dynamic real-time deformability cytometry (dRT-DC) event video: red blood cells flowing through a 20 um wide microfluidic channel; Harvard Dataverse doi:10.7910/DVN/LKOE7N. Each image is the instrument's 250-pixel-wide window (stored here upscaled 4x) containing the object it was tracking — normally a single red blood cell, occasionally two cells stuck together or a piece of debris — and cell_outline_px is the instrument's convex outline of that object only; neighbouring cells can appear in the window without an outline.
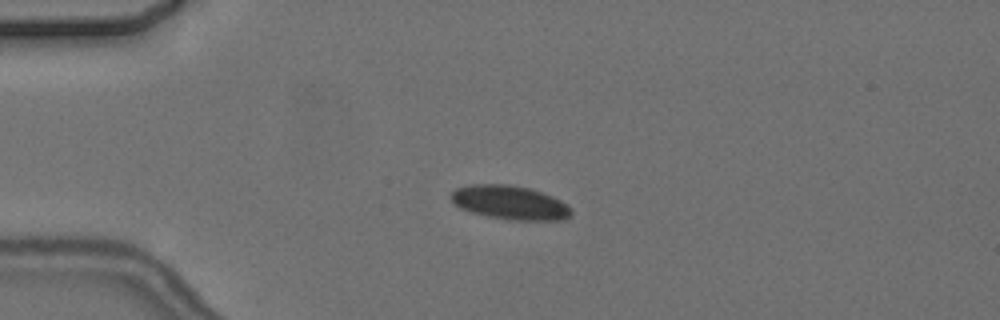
{"species": "common noctule bat (a hibernating species)", "species_latin": "Nyctalus noctula", "temperature_condition": "cold", "stored_images_in_passage": 4, "camera_frame_rate_fps": 3000, "um_per_image_px": 0.085, "animal": {"sex": "female", "body_mass_g": 24.6, "forearm_length_mm": 56.2}, "frame": {"image": 1, "passage_image": 3, "time_ms": 3.333, "image_size_px": [1000, 320], "cell_outline_px": [[572, 212], [568, 216], [560, 220], [508, 220], [488, 216], [472, 212], [460, 208], [452, 204], [452, 192], [456, 188], [468, 184], [508, 184], [528, 188], [552, 196], [568, 204], [572, 208]], "centroid_in_image_um": [43.32, 17.21], "position_along_channel_um": 41.7, "area_um2": 23.76}}